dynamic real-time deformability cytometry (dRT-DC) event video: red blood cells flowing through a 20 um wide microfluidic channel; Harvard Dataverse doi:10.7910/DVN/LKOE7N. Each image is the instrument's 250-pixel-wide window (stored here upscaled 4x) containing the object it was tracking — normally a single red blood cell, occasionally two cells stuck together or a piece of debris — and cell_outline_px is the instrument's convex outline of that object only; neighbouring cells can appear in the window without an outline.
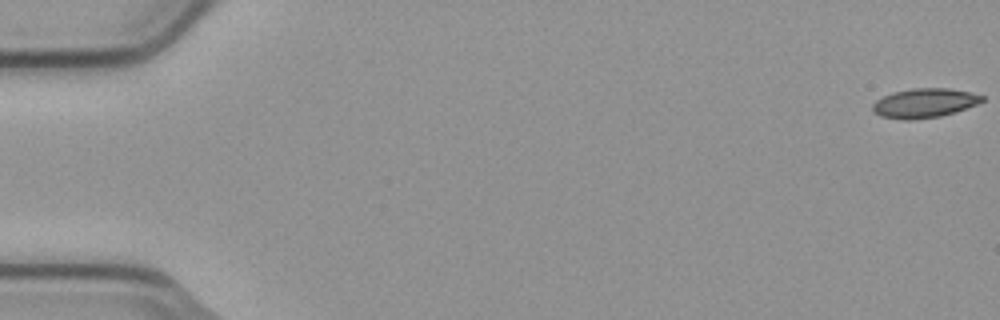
{"species": "common noctule bat (a hibernating species)", "species_latin": "Nyctalus noctula", "temperature_condition": "cold", "stored_images_in_passage": 6, "camera_frame_rate_fps": 3000, "um_per_image_px": 0.085, "animal": {"sex": "male", "body_mass_g": 23.1, "forearm_length_mm": 52.7}, "frame": {"image": 1, "passage_image": 1, "time_ms": 0.0, "image_size_px": [1000, 320], "cell_outline_px": [[984, 100], [976, 104], [940, 116], [908, 120], [904, 120], [880, 116], [872, 108], [872, 104], [876, 100], [884, 96], [896, 92], [912, 88], [948, 88], [968, 92], [984, 96]], "centroid_in_image_um": [78.55, 8.75], "position_along_channel_um": 6.5, "area_um2": 18.26}}
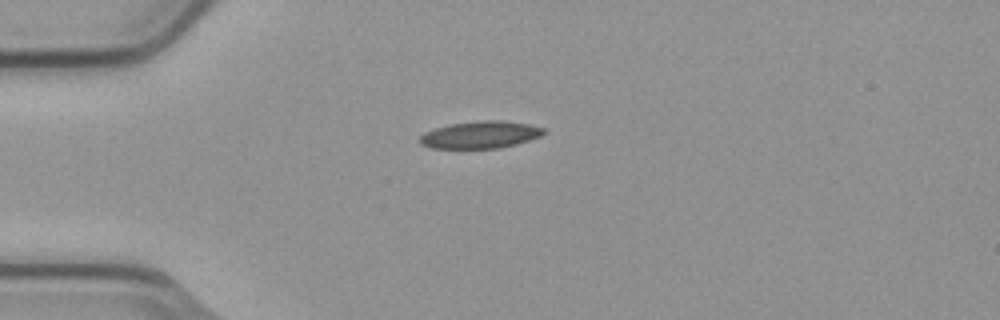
{"frame": {"image": 2, "passage_image": 5, "time_ms": 1.333, "image_size_px": [1000, 320], "cell_outline_px": [[544, 132], [540, 136], [516, 144], [500, 148], [432, 148], [420, 144], [416, 140], [424, 132], [436, 128], [452, 124], [484, 120], [504, 120], [528, 124], [544, 128]], "centroid_in_image_um": [40.79, 11.46], "position_along_channel_um": 44.2, "area_um2": 19.54}}